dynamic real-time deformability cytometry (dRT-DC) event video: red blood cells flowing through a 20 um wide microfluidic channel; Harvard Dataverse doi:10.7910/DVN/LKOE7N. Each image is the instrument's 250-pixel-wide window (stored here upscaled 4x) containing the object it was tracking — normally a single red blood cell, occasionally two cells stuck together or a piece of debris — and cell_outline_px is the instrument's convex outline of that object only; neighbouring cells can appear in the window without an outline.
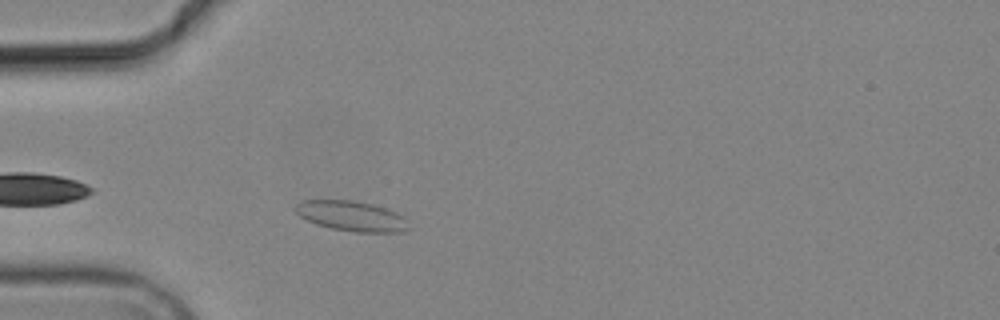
{"species": "common noctule bat (a hibernating species)", "species_latin": "Nyctalus noctula", "temperature_condition": "cold", "stored_images_in_passage": 2, "camera_frame_rate_fps": 3000, "um_per_image_px": 0.085, "animal": {"sex": "male", "body_mass_g": 19.2, "forearm_length_mm": 51.8}, "frame": {"image": 1, "passage_image": 2, "time_ms": 1.0, "image_size_px": [1000, 320], "cell_outline_px": [[408, 228], [400, 232], [356, 232], [332, 228], [316, 224], [300, 216], [292, 208], [296, 204], [304, 200], [352, 200], [372, 204], [396, 212], [404, 216]], "centroid_in_image_um": [29.85, 18.35], "position_along_channel_um": 55.2, "area_um2": 19.71}}